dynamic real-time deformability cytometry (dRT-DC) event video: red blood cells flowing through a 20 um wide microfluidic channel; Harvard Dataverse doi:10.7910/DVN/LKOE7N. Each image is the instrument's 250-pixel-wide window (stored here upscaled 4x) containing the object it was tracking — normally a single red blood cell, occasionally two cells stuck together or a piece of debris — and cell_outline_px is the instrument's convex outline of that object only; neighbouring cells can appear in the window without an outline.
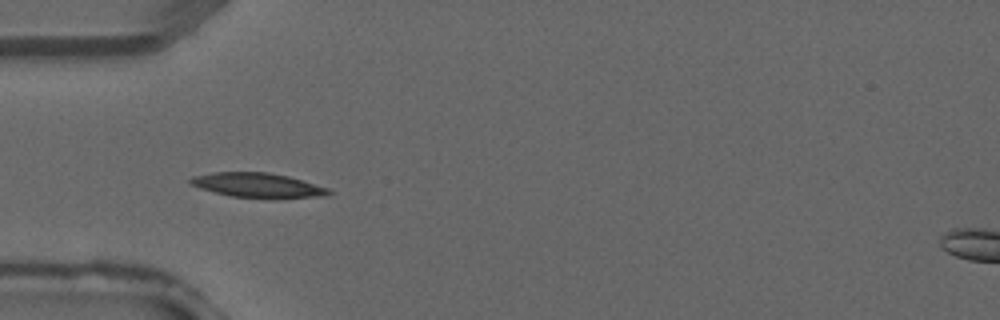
{"species": "common noctule bat (a hibernating species)", "species_latin": "Nyctalus noctula", "temperature_condition": "warm", "stored_images_in_passage": 4, "camera_frame_rate_fps": 3000, "um_per_image_px": 0.085, "animal": {"sex": "male", "forearm_length_mm": 52.5}, "frame": {"image": 1, "passage_image": 4, "time_ms": 1.0, "image_size_px": [1000, 320], "cell_outline_px": [[332, 192], [328, 196], [232, 196], [200, 188], [192, 184], [188, 180], [192, 176], [212, 172], [268, 172], [288, 176], [328, 188]], "centroid_in_image_um": [21.85, 15.7], "position_along_channel_um": 63.2, "area_um2": 18.84}}